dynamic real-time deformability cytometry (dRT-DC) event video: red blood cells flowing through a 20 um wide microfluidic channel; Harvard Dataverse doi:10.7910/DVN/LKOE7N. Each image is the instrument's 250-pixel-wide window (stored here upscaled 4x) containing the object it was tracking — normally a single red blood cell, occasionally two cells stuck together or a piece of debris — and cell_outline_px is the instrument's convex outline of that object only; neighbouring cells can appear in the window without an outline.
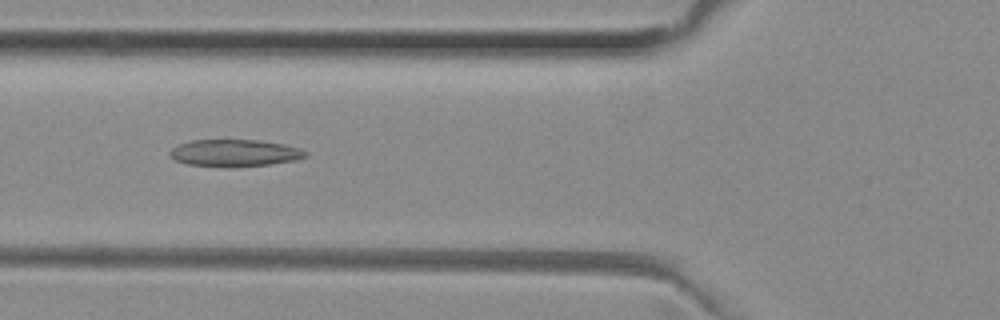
{"species": "common noctule bat (a hibernating species)", "species_latin": "Nyctalus noctula", "temperature_condition": "room temperature", "stored_images_in_passage": 38, "camera_frame_rate_fps": 3000, "um_per_image_px": 0.085, "animal": {"sex": "female", "body_mass_g": 29.2, "forearm_length_mm": 56.3}, "frame": {"image": 1, "passage_image": 6, "time_ms": 1.667, "image_size_px": [1000, 320], "cell_outline_px": [[308, 156], [296, 160], [272, 164], [188, 164], [176, 160], [168, 152], [172, 148], [180, 144], [192, 140], [260, 140], [284, 144], [300, 148], [308, 152]], "centroid_in_image_um": [20.03, 12.95], "position_along_channel_um": 105.8, "area_um2": 20.35}}
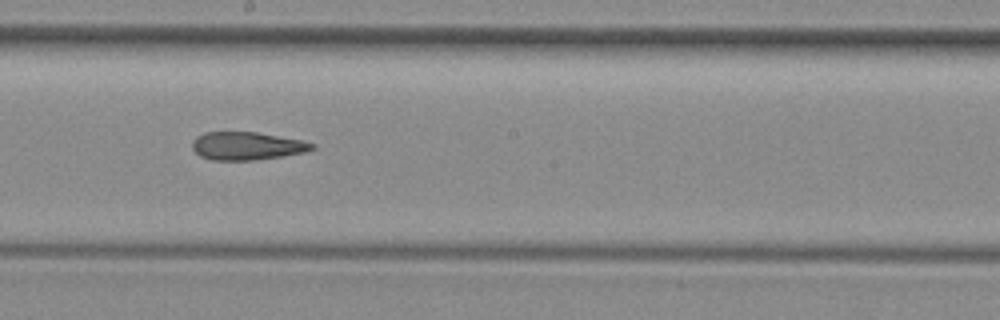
{"frame": {"image": 2, "passage_image": 15, "time_ms": 4.667, "image_size_px": [1000, 320], "cell_outline_px": [[316, 148], [304, 152], [256, 160], [212, 160], [200, 156], [192, 148], [192, 140], [196, 136], [204, 132], [256, 132], [300, 140], [316, 144]], "centroid_in_image_um": [20.95, 12.4], "position_along_channel_um": 227.2, "area_um2": 19.48}}
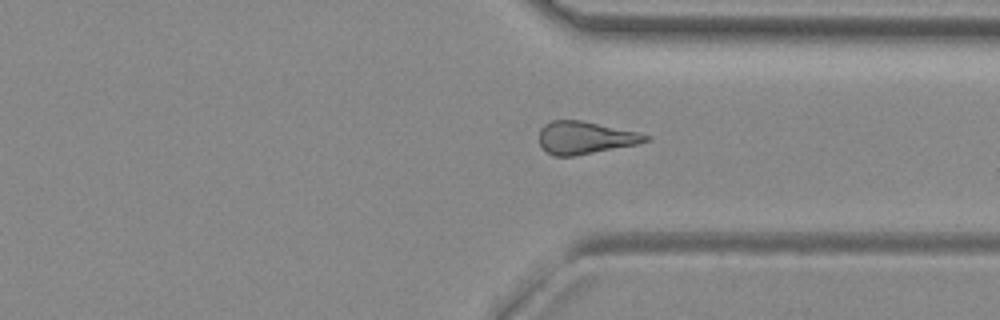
{"frame": {"image": 3, "passage_image": 25, "time_ms": 8.0, "image_size_px": [1000, 320], "cell_outline_px": [[652, 136], [648, 140], [636, 144], [572, 156], [552, 156], [540, 144], [540, 128], [544, 124], [552, 120], [580, 120], [640, 132]], "centroid_in_image_um": [49.74, 11.69], "position_along_channel_um": 361.7, "area_um2": 20.0}, "authors_computed_cell_mechanics": {"area_um2": 20.0855, "velocity_mm_per_s": 4.038, "shape_relaxation_time_tau1_ms": null, "shape_relaxation_time_tau2_ms": 6.784, "deformation_change_tau1": null, "deformation_change_tau2": 0.1959}}